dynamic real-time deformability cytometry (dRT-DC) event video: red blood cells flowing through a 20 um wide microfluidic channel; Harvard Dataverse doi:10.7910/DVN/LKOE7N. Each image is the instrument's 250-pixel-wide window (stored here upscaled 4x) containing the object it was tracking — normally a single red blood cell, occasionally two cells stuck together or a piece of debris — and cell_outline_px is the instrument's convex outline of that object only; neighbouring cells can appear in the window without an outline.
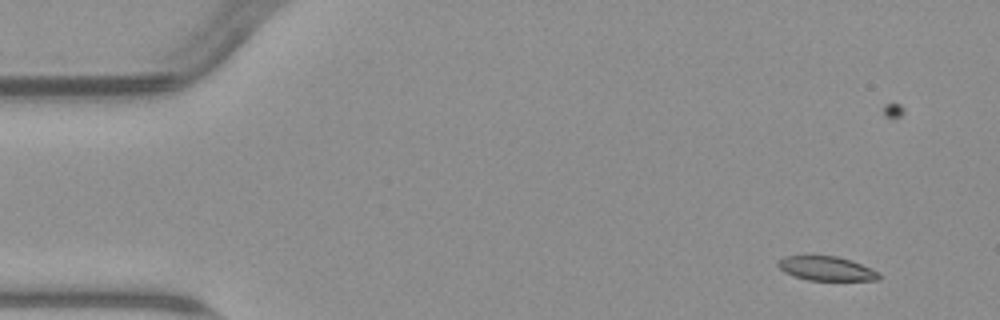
{"species": "common noctule bat (a hibernating species)", "species_latin": "Nyctalus noctula", "temperature_condition": "warm", "stored_images_in_passage": 6, "camera_frame_rate_fps": 3000, "um_per_image_px": 0.085, "animal": {"sex": "male", "body_mass_g": 23.1, "forearm_length_mm": 52.7}, "frame": {"image": 1, "passage_image": 2, "time_ms": 1.0, "image_size_px": [1000, 320], "cell_outline_px": [[880, 280], [808, 280], [784, 272], [776, 264], [784, 256], [836, 256], [852, 260], [880, 272]], "centroid_in_image_um": [70.28, 22.82], "position_along_channel_um": 14.7, "area_um2": 14.16}}
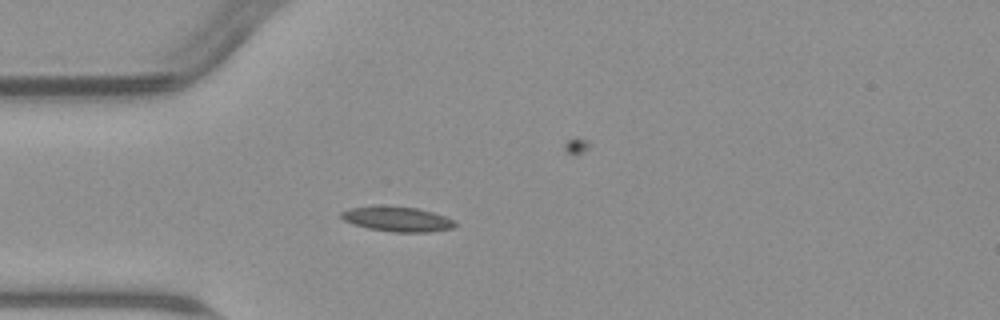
{"frame": {"image": 2, "passage_image": 5, "time_ms": 4.667, "image_size_px": [1000, 320], "cell_outline_px": [[456, 224], [452, 228], [428, 232], [392, 232], [368, 228], [344, 220], [340, 216], [340, 212], [348, 208], [416, 208], [432, 212], [456, 220]], "centroid_in_image_um": [33.82, 18.66], "position_along_channel_um": 51.2, "area_um2": 15.72}}